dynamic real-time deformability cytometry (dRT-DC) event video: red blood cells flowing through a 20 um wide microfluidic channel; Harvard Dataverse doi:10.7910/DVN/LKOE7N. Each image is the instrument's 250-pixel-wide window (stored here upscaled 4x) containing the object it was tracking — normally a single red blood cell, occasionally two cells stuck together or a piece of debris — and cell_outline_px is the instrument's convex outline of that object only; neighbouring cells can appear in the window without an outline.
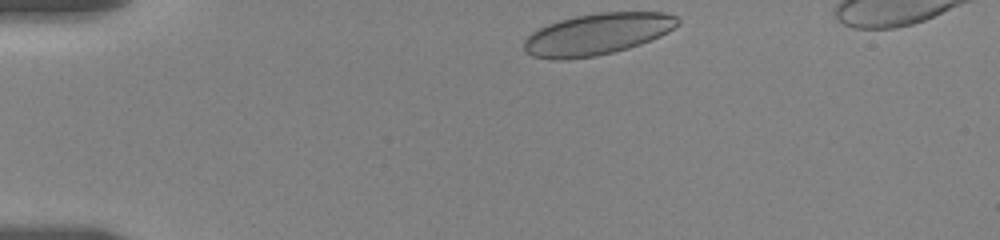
{"species": "human", "species_latin": "Homo sapiens", "temperature_condition": "room temperature", "stored_images_in_passage": 59, "camera_frame_rate_fps": 3000, "um_per_image_px": 0.085, "donor": {"sex": "female"}, "frame": {"image": 1, "passage_image": 1, "time_ms": 0.0, "image_size_px": [1000, 240], "cell_outline_px": [[680, 24], [668, 32], [660, 36], [640, 44], [628, 48], [596, 56], [560, 60], [552, 60], [532, 56], [524, 52], [524, 40], [532, 32], [548, 24], [560, 20], [576, 16], [600, 12], [664, 12], [676, 16], [680, 20]], "centroid_in_image_um": [50.76, 2.9], "position_along_channel_um": 34.2, "area_um2": 37.22}}
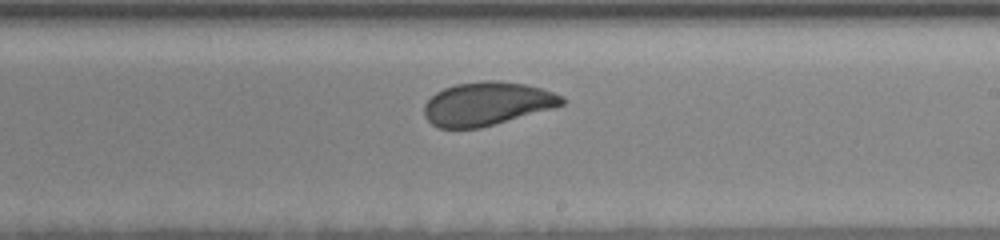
{"frame": {"image": 2, "passage_image": 39, "time_ms": 7.667, "image_size_px": [1000, 240], "cell_outline_px": [[564, 104], [552, 108], [480, 128], [440, 128], [432, 124], [424, 116], [424, 104], [436, 92], [444, 88], [456, 84], [484, 80], [496, 80], [524, 84], [540, 88], [564, 96]], "centroid_in_image_um": [41.37, 8.81], "position_along_channel_um": 247.6, "area_um2": 34.62}}
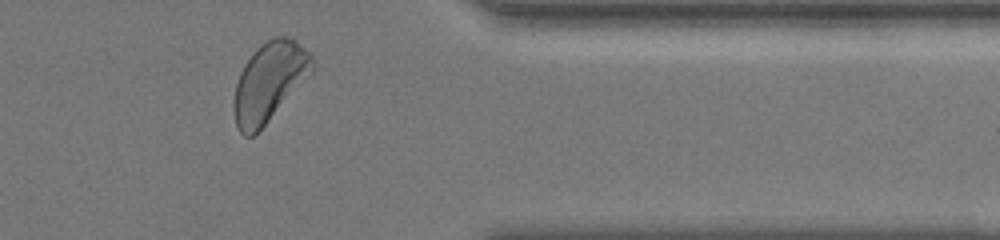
{"frame": {"image": 3, "passage_image": 55, "time_ms": 12.0, "image_size_px": [1000, 240], "cell_outline_px": [[316, 68], [264, 124], [252, 136], [244, 136], [240, 132], [236, 124], [236, 84], [240, 72], [244, 64], [252, 52], [260, 44], [272, 36], [284, 36], [296, 40], [312, 56]], "centroid_in_image_um": [22.92, 6.87], "position_along_channel_um": 388.5, "area_um2": 35.2}, "authors_computed_cell_mechanics": {"area_um2": 36.2406, "velocity_mm_per_s": 3.4987, "shape_relaxation_time_tau1_ms": 3.1869, "shape_relaxation_time_tau2_ms": 1.0706, "deformation_change_tau1": 0.0796, "deformation_change_tau2": 0.0434}}